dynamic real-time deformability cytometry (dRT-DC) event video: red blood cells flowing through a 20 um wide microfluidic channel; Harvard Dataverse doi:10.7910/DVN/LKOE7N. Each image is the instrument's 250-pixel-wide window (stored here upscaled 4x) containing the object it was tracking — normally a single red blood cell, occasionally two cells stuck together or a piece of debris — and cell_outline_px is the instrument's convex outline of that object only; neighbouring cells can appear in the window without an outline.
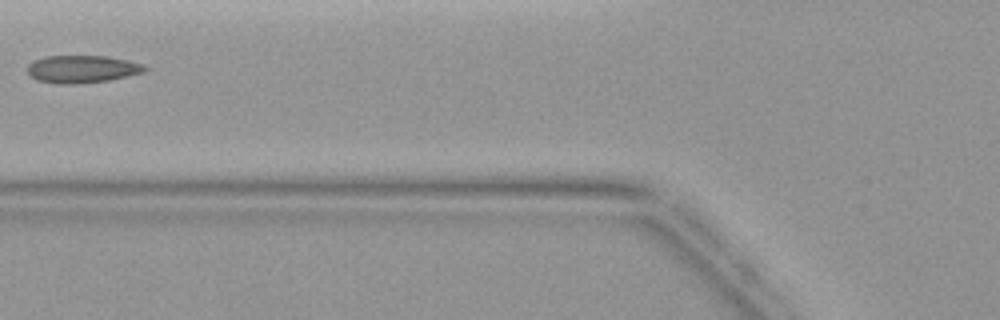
{"species": "common noctule bat (a hibernating species)", "species_latin": "Nyctalus noctula", "temperature_condition": "warm", "stored_images_in_passage": 4, "camera_frame_rate_fps": 3000, "um_per_image_px": 0.085, "animal": {"sex": "female", "body_mass_g": 19.9}, "frame": {"image": 1, "passage_image": 4, "time_ms": 3.333, "image_size_px": [1000, 320], "cell_outline_px": [[148, 68], [144, 72], [128, 76], [108, 80], [76, 84], [56, 84], [36, 80], [28, 72], [28, 64], [32, 60], [44, 56], [108, 56], [128, 60], [144, 64]], "centroid_in_image_um": [6.98, 5.87], "position_along_channel_um": 118.8, "area_um2": 19.02}}